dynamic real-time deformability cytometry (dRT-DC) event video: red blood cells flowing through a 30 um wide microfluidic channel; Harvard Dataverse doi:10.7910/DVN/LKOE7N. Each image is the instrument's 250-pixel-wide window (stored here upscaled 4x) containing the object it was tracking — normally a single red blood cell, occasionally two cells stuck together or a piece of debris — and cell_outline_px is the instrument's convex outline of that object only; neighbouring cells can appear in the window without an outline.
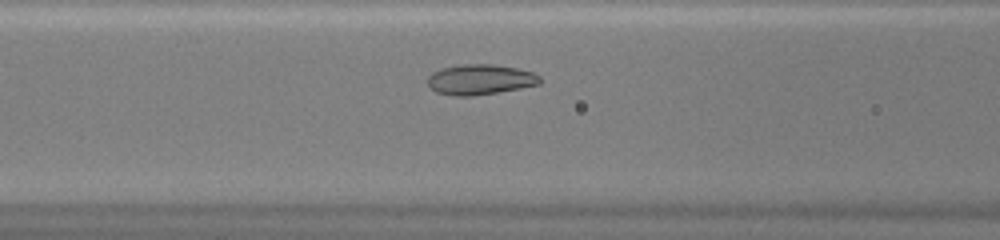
{"species": "common noctule bat (a hibernating species)", "species_latin": "Nyctalus noctula", "temperature_condition": "warm", "stored_images_in_passage": 31, "camera_frame_rate_fps": 3000, "um_per_image_px": 0.085, "animal": {"sex": "female", "body_mass_g": 20.0, "forearm_length_mm": 54.0}, "frame": {"image": 1, "passage_image": 9, "time_ms": 2.667, "image_size_px": [1000, 240], "cell_outline_px": [[540, 84], [520, 88], [472, 96], [456, 96], [436, 92], [428, 84], [428, 76], [432, 72], [444, 68], [464, 64], [496, 64], [516, 68], [532, 72], [540, 76]], "centroid_in_image_um": [40.81, 6.76], "position_along_channel_um": 125.8, "area_um2": 19.65}}
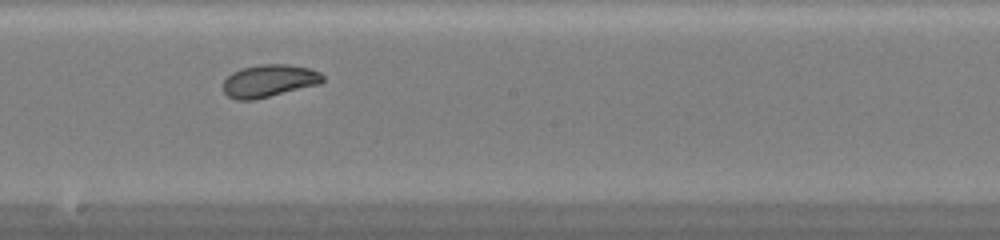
{"frame": {"image": 2, "passage_image": 16, "time_ms": 5.0, "image_size_px": [1000, 240], "cell_outline_px": [[324, 80], [320, 84], [252, 100], [236, 100], [228, 96], [224, 92], [224, 80], [232, 72], [240, 68], [260, 64], [288, 64], [312, 68], [320, 72], [324, 76]], "centroid_in_image_um": [22.89, 6.85], "position_along_channel_um": 225.3, "area_um2": 18.96}}
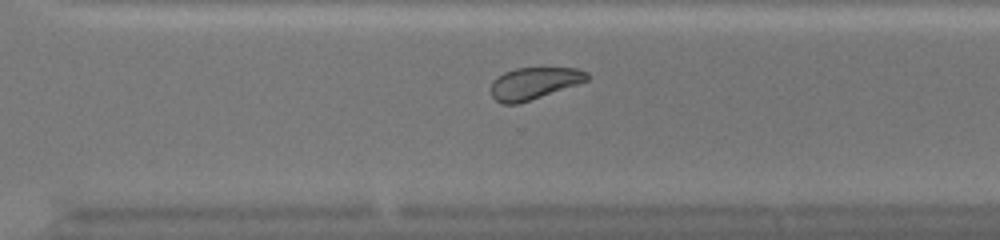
{"frame": {"image": 3, "passage_image": 23, "time_ms": 7.333, "image_size_px": [1000, 240], "cell_outline_px": [[588, 80], [516, 104], [504, 104], [496, 100], [492, 96], [492, 80], [496, 76], [504, 72], [516, 68], [576, 68], [588, 72]], "centroid_in_image_um": [45.36, 7.06], "position_along_channel_um": 325.2, "area_um2": 17.46}}